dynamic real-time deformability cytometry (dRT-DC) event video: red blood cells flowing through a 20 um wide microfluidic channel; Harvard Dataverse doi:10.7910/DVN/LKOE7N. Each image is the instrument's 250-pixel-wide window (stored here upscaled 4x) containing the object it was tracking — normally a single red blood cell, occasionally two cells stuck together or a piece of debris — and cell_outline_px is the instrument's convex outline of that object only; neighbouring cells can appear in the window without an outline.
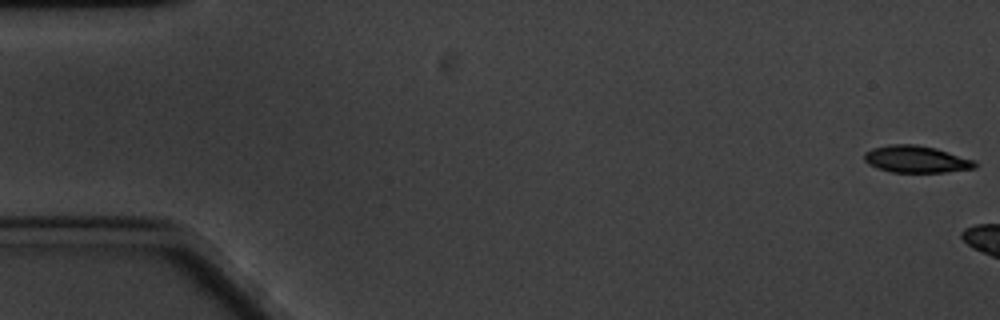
{"species": "common noctule bat (a hibernating species)", "species_latin": "Nyctalus noctula", "temperature_condition": "cold", "stored_images_in_passage": 7, "camera_frame_rate_fps": 3000, "um_per_image_px": 0.085, "animal": {"sex": "male", "body_mass_g": 20.1, "forearm_length_mm": 53.5}, "frame": {"image": 1, "passage_image": 1, "time_ms": 0.0, "image_size_px": [1000, 320], "cell_outline_px": [[976, 168], [944, 172], [892, 172], [868, 164], [864, 160], [864, 152], [872, 148], [888, 144], [916, 144], [936, 148], [976, 160]], "centroid_in_image_um": [77.88, 13.52], "position_along_channel_um": 7.1, "area_um2": 17.46}}